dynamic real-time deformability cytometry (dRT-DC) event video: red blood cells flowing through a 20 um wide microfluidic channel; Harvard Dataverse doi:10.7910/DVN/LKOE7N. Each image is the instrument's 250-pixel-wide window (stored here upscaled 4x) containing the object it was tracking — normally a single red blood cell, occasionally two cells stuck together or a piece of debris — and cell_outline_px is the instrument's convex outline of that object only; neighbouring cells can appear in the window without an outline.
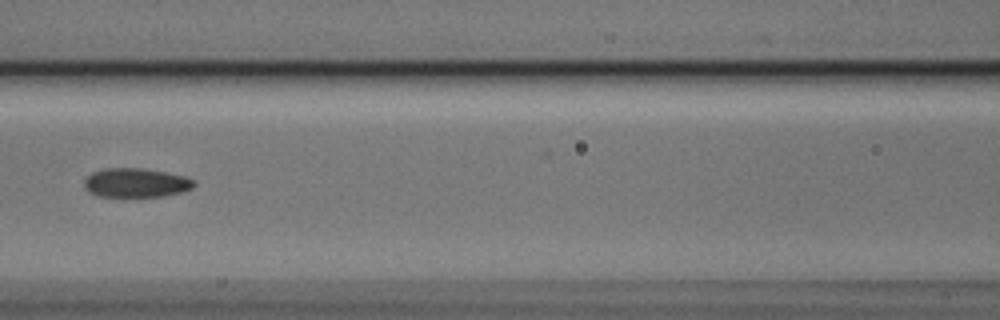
{"species": "Egyptian fruit bat (a non-hibernating species)", "species_latin": "Rousettus aegyptiacus", "temperature_condition": "cold", "stored_images_in_passage": 4, "camera_frame_rate_fps": 3000, "um_per_image_px": 0.085, "animal": {"sex": "male"}, "frame": {"image": 1, "passage_image": 4, "time_ms": 1.0, "image_size_px": [1000, 320], "cell_outline_px": [[196, 184], [192, 188], [180, 192], [164, 196], [100, 196], [88, 192], [84, 188], [84, 180], [92, 172], [104, 168], [144, 168], [168, 172], [184, 176], [196, 180]], "centroid_in_image_um": [11.56, 15.52], "position_along_channel_um": 155.0, "area_um2": 18.73}}